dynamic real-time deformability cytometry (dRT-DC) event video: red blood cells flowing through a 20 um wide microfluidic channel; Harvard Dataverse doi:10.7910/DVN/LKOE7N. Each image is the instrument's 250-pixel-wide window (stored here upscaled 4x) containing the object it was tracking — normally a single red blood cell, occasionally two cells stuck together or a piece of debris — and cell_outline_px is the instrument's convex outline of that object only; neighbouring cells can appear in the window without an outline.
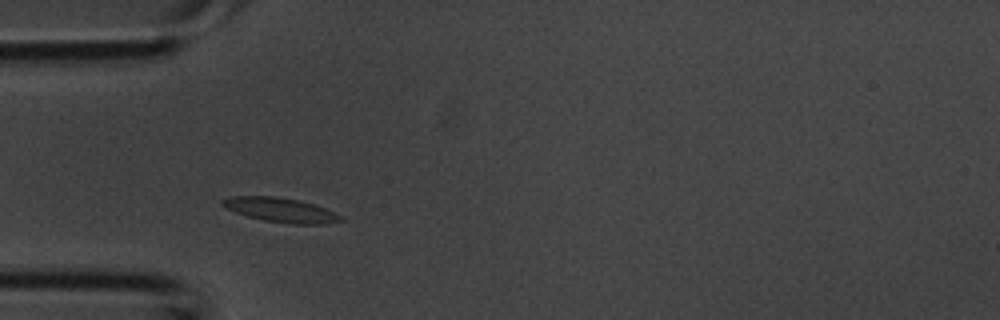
{"species": "common noctule bat (a hibernating species)", "species_latin": "Nyctalus noctula", "temperature_condition": "room temperature", "stored_images_in_passage": 29, "camera_frame_rate_fps": 3000, "um_per_image_px": 0.085, "animal": {"sex": "male", "body_mass_g": 20.1, "forearm_length_mm": 53.5}, "frame": {"image": 1, "passage_image": 2, "time_ms": 0.333, "image_size_px": [1000, 320], "cell_outline_px": [[344, 220], [320, 224], [292, 224], [264, 220], [248, 216], [224, 208], [220, 204], [220, 200], [228, 196], [276, 196], [300, 200], [324, 208], [344, 216]], "centroid_in_image_um": [23.82, 17.83], "position_along_channel_um": 61.2, "area_um2": 16.88}}
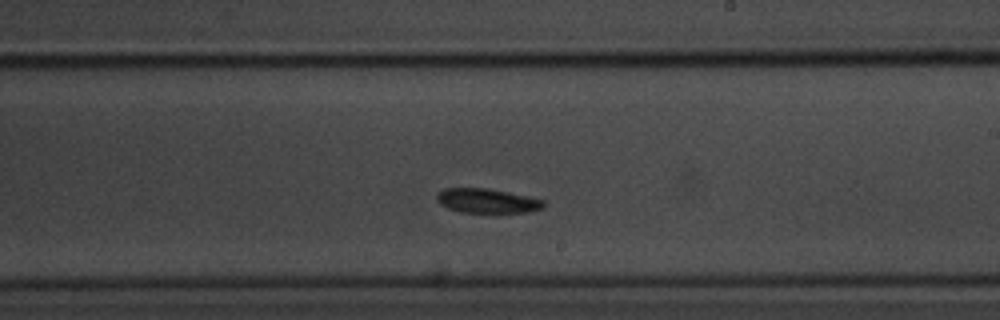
{"frame": {"image": 2, "passage_image": 13, "time_ms": 4.0, "image_size_px": [1000, 320], "cell_outline_px": [[544, 208], [528, 212], [460, 212], [448, 208], [440, 204], [436, 200], [436, 196], [444, 188], [488, 188], [528, 196], [544, 200]], "centroid_in_image_um": [41.4, 17.06], "position_along_channel_um": 247.6, "area_um2": 15.14}}
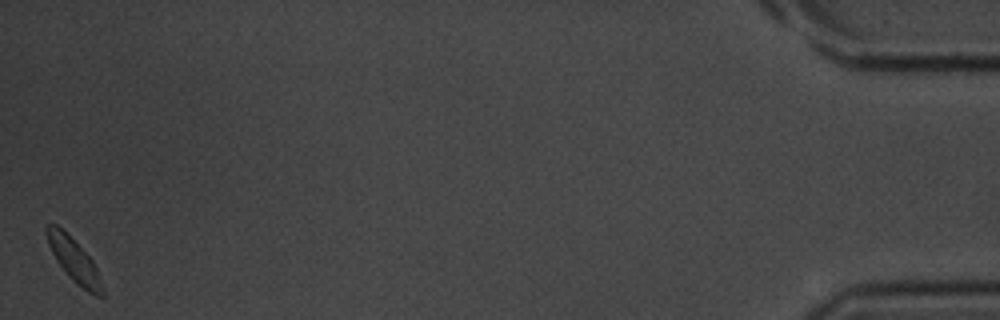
{"frame": {"image": 3, "passage_image": 29, "time_ms": 9.333, "image_size_px": [1000, 320], "cell_outline_px": [[104, 296], [96, 296], [88, 292], [76, 284], [68, 276], [56, 260], [48, 244], [44, 232], [44, 228], [48, 224], [56, 224], [92, 260], [96, 268], [104, 292]], "centroid_in_image_um": [6.26, 22.14], "position_along_channel_um": 428.9, "area_um2": 13.7}}